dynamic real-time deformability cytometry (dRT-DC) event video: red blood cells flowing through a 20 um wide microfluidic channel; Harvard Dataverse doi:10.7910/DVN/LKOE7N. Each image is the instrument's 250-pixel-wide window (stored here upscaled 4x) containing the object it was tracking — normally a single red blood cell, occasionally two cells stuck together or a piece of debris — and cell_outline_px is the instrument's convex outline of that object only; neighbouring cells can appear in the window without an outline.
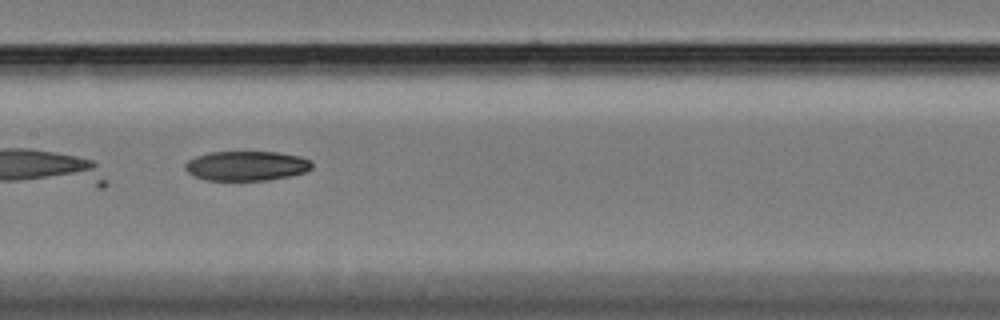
{"species": "Egyptian fruit bat (a non-hibernating species)", "species_latin": "Rousettus aegyptiacus", "temperature_condition": "cold", "stored_images_in_passage": 57, "camera_frame_rate_fps": 3000, "um_per_image_px": 0.085, "animal": {"sex": "female"}, "frame": {"image": 1, "passage_image": 29, "time_ms": 9.333, "image_size_px": [1000, 320], "cell_outline_px": [[312, 168], [304, 172], [288, 176], [268, 180], [204, 180], [188, 172], [184, 168], [184, 164], [188, 160], [196, 156], [208, 152], [280, 152], [300, 156], [308, 160], [312, 164]], "centroid_in_image_um": [20.92, 14.09], "position_along_channel_um": 186.5, "area_um2": 21.85}}